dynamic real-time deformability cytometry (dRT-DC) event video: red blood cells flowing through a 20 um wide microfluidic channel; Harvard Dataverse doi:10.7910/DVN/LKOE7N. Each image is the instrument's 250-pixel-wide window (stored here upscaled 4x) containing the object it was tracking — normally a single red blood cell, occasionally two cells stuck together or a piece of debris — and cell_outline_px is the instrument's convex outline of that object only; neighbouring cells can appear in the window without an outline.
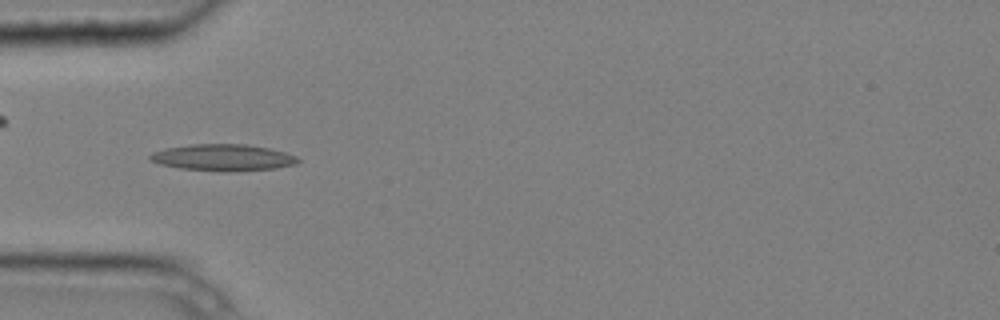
{"species": "common noctule bat (a hibernating species)", "species_latin": "Nyctalus noctula", "temperature_condition": "cold", "stored_images_in_passage": 5, "camera_frame_rate_fps": 3000, "um_per_image_px": 0.085, "animal": {"sex": "male", "body_mass_g": 20.4}, "frame": {"image": 1, "passage_image": 5, "time_ms": 1.333, "image_size_px": [1000, 320], "cell_outline_px": [[300, 160], [296, 164], [276, 168], [180, 168], [160, 164], [152, 160], [148, 156], [152, 152], [164, 148], [192, 144], [248, 144], [268, 148], [284, 152], [296, 156]], "centroid_in_image_um": [18.93, 13.32], "position_along_channel_um": 66.1, "area_um2": 21.5}}